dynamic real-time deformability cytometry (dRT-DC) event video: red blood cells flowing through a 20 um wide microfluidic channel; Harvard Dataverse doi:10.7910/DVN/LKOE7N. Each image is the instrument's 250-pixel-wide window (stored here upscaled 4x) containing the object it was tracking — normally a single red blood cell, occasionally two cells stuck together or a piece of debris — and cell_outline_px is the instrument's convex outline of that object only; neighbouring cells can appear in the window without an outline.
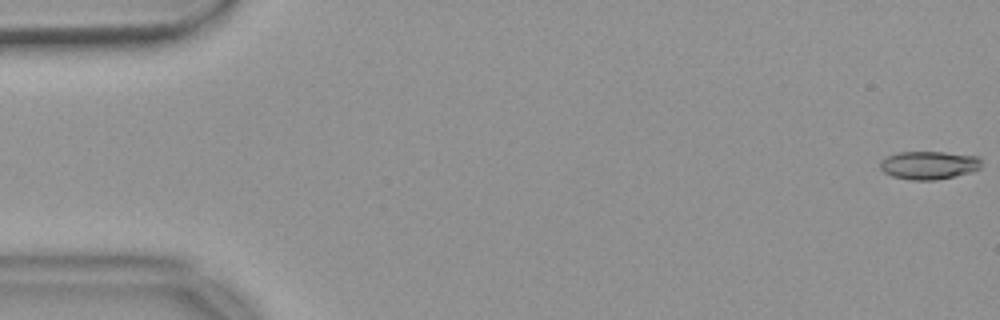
{"species": "common noctule bat (a hibernating species)", "species_latin": "Nyctalus noctula", "temperature_condition": "warm", "stored_images_in_passage": 56, "camera_frame_rate_fps": 3000, "um_per_image_px": 0.085, "animal": {"sex": "female", "body_mass_g": 18.4}, "frame": {"image": 1, "passage_image": 1, "time_ms": 0.0, "image_size_px": [1000, 320], "cell_outline_px": [[984, 164], [980, 168], [972, 172], [956, 176], [936, 180], [908, 180], [892, 176], [884, 172], [880, 168], [880, 160], [896, 152], [944, 152], [976, 156]], "centroid_in_image_um": [78.96, 14.04], "position_along_channel_um": 6.0, "area_um2": 16.82}}
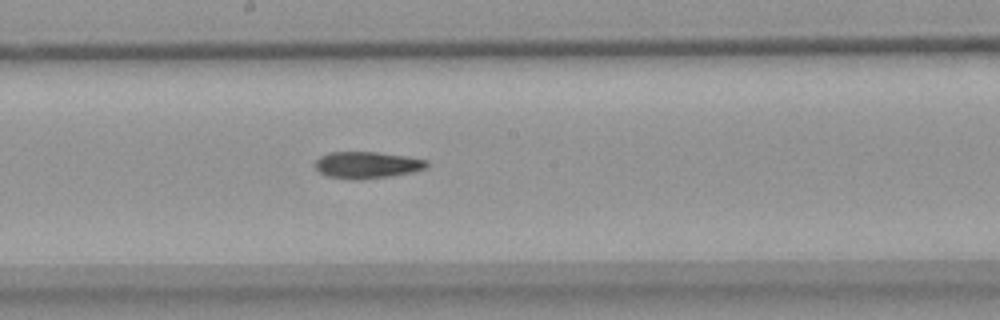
{"frame": {"image": 2, "passage_image": 30, "time_ms": 9.667, "image_size_px": [1000, 320], "cell_outline_px": [[428, 168], [412, 172], [388, 176], [360, 180], [352, 180], [328, 176], [320, 172], [316, 168], [316, 160], [320, 156], [328, 152], [376, 152], [404, 156], [428, 160]], "centroid_in_image_um": [31.2, 14.02], "position_along_channel_um": 217.0, "area_um2": 17.34}}
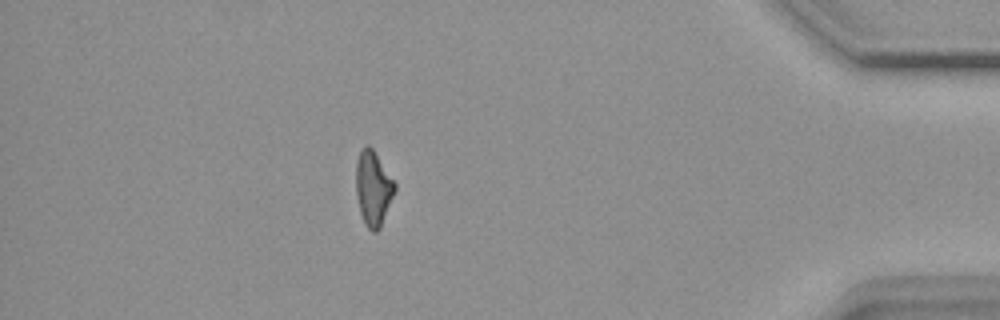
{"frame": {"image": 3, "passage_image": 49, "time_ms": 16.0, "image_size_px": [1000, 320], "cell_outline_px": [[396, 188], [380, 228], [376, 232], [372, 232], [364, 224], [360, 212], [356, 196], [356, 160], [364, 144], [368, 144], [372, 148], [396, 184]], "centroid_in_image_um": [31.7, 16.01], "position_along_channel_um": 403.5, "area_um2": 16.82}}